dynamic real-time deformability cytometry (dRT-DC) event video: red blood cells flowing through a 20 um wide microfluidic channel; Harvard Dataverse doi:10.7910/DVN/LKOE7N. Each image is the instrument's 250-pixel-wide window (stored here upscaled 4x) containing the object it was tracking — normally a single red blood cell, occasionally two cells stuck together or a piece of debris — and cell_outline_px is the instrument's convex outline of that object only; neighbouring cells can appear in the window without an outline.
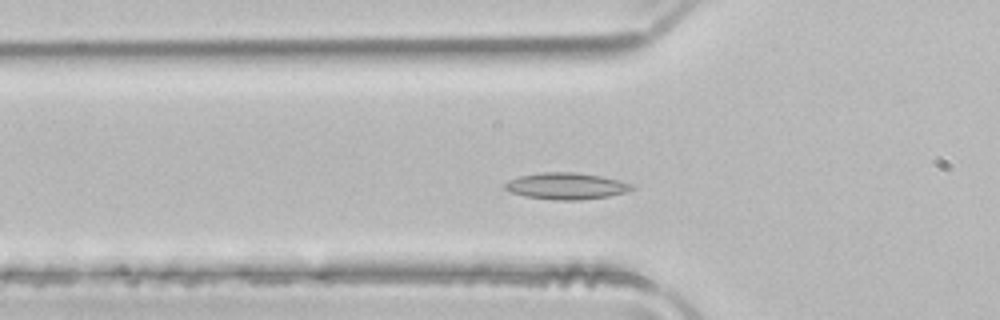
{"species": "common noctule bat (a hibernating species)", "species_latin": "Nyctalus noctula", "temperature_condition": "room temperature", "stored_images_in_passage": 31, "camera_frame_rate_fps": 3000, "um_per_image_px": 0.085, "animal": {"sex": "male", "body_mass_g": 21.5, "forearm_length_mm": 52.0}, "frame": {"image": 1, "passage_image": 10, "time_ms": 3.0, "image_size_px": [1000, 320], "cell_outline_px": [[636, 188], [628, 192], [608, 196], [580, 200], [552, 200], [524, 196], [512, 192], [504, 188], [504, 184], [508, 180], [520, 176], [544, 172], [576, 172], [600, 176], [620, 180], [632, 184]], "centroid_in_image_um": [48.16, 15.82], "position_along_channel_um": 77.6, "area_um2": 19.71}}
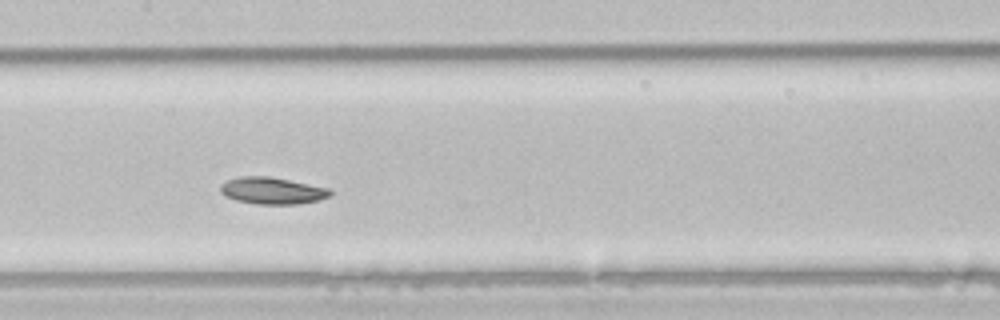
{"frame": {"image": 2, "passage_image": 18, "time_ms": 5.667, "image_size_px": [1000, 320], "cell_outline_px": [[332, 196], [320, 200], [296, 204], [256, 204], [236, 200], [224, 196], [220, 192], [220, 184], [228, 180], [240, 176], [268, 176], [328, 188], [332, 192]], "centroid_in_image_um": [23.12, 16.21], "position_along_channel_um": 184.3, "area_um2": 17.17}}
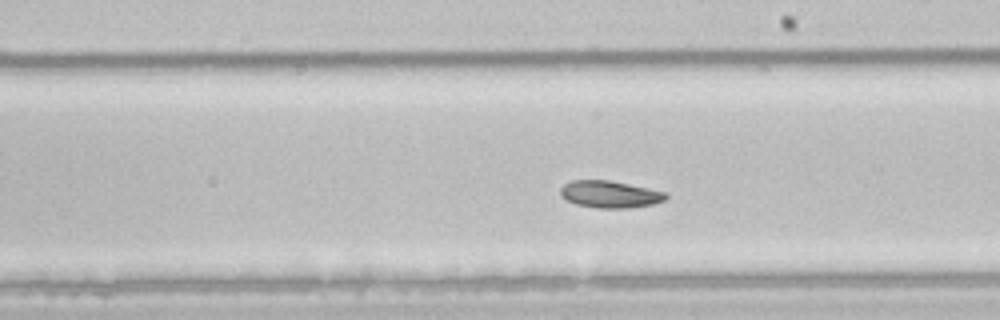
{"frame": {"image": 3, "passage_image": 22, "time_ms": 7.0, "image_size_px": [1000, 320], "cell_outline_px": [[668, 196], [664, 200], [652, 204], [628, 208], [596, 208], [576, 204], [564, 200], [560, 196], [560, 188], [564, 184], [572, 180], [608, 180], [668, 192]], "centroid_in_image_um": [51.81, 16.51], "position_along_channel_um": 237.2, "area_um2": 16.7}}